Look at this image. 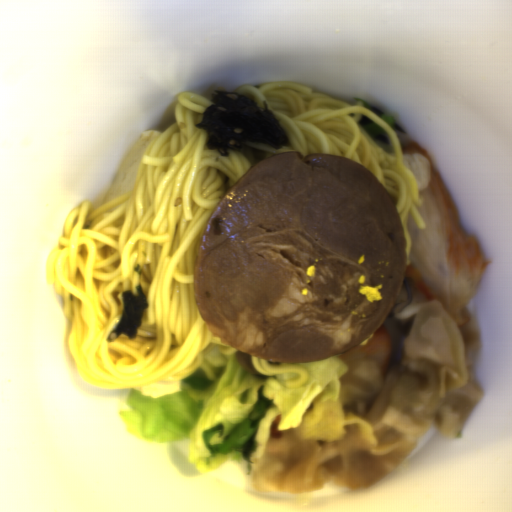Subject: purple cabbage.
<instances>
[{"label": "purple cabbage", "instance_id": "purple-cabbage-1", "mask_svg": "<svg viewBox=\"0 0 512 512\" xmlns=\"http://www.w3.org/2000/svg\"><path fill=\"white\" fill-rule=\"evenodd\" d=\"M415 282L410 281L405 277L402 286L400 288V291L392 304L390 310L388 311L386 317H391L393 315L398 314L405 308H407L409 305L412 304L413 299V290H412V284ZM385 317V318H386Z\"/></svg>", "mask_w": 512, "mask_h": 512}, {"label": "purple cabbage", "instance_id": "purple-cabbage-2", "mask_svg": "<svg viewBox=\"0 0 512 512\" xmlns=\"http://www.w3.org/2000/svg\"><path fill=\"white\" fill-rule=\"evenodd\" d=\"M393 130L399 134H406V132L404 131V129L402 127H400L398 124H396L395 122L393 124L390 125Z\"/></svg>", "mask_w": 512, "mask_h": 512}, {"label": "purple cabbage", "instance_id": "purple-cabbage-3", "mask_svg": "<svg viewBox=\"0 0 512 512\" xmlns=\"http://www.w3.org/2000/svg\"><path fill=\"white\" fill-rule=\"evenodd\" d=\"M371 111H373L374 113H376L377 115H379L380 117L382 115H386L385 113H383L380 109H378L376 106H370V109Z\"/></svg>", "mask_w": 512, "mask_h": 512}]
</instances>
